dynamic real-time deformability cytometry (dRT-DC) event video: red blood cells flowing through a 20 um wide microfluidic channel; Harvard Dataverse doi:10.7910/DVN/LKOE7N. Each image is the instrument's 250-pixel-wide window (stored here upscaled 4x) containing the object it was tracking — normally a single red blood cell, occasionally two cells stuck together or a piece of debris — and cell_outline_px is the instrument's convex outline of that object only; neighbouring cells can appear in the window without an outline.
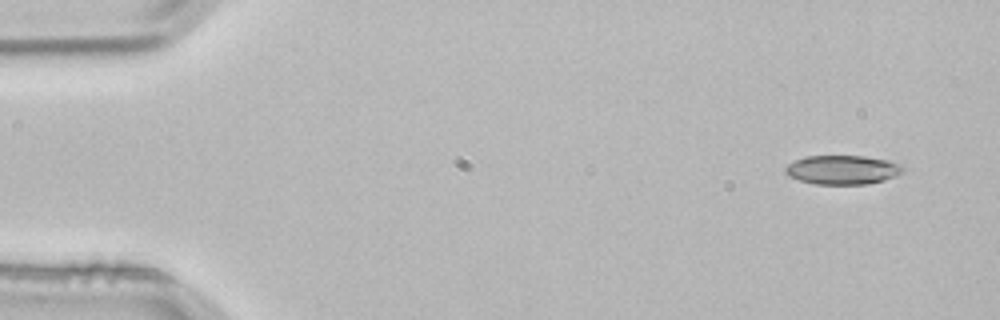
{"species": "common noctule bat (a hibernating species)", "species_latin": "Nyctalus noctula", "temperature_condition": "room temperature", "stored_images_in_passage": 4, "camera_frame_rate_fps": 3000, "um_per_image_px": 0.085, "animal": {"sex": "male", "body_mass_g": 21.5, "forearm_length_mm": 52.0}, "frame": {"image": 1, "passage_image": 1, "time_ms": 0.0, "image_size_px": [1000, 320], "cell_outline_px": [[904, 168], [900, 172], [884, 180], [868, 184], [816, 184], [800, 180], [788, 176], [784, 172], [784, 168], [788, 164], [804, 156], [864, 156], [888, 160], [900, 164]], "centroid_in_image_um": [71.57, 14.43], "position_along_channel_um": 13.4, "area_um2": 19.77}}
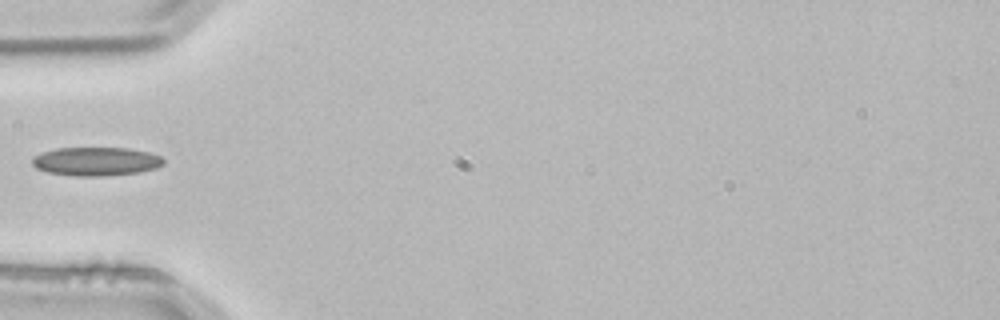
{"frame": {"image": 2, "passage_image": 4, "time_ms": 1.0, "image_size_px": [1000, 320], "cell_outline_px": [[164, 164], [156, 168], [140, 172], [100, 176], [76, 176], [48, 172], [36, 168], [32, 164], [32, 156], [56, 148], [128, 148], [148, 152], [160, 156], [164, 160]], "centroid_in_image_um": [8.16, 13.72], "position_along_channel_um": 76.8, "area_um2": 21.85}}